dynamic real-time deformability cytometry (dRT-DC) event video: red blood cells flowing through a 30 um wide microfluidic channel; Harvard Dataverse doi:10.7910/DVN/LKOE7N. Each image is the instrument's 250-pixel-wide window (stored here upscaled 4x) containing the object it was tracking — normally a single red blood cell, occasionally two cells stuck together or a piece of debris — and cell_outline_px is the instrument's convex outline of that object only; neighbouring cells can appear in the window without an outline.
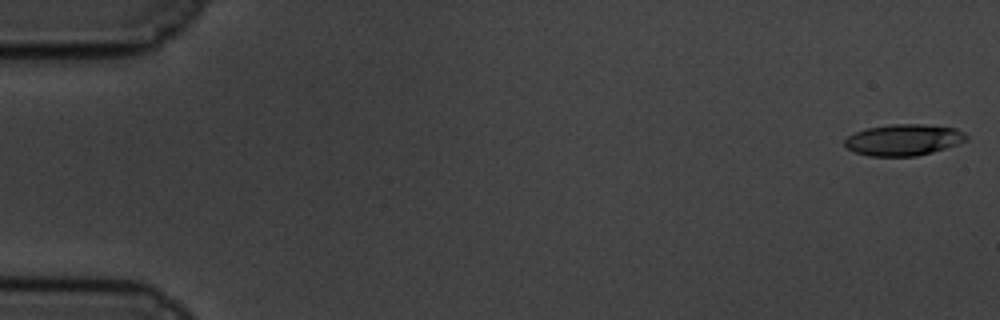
{"species": "common noctule bat (a hibernating species)", "species_latin": "Nyctalus noctula", "temperature_condition": "cold", "stored_images_in_passage": 59, "camera_frame_rate_fps": 3000, "um_per_image_px": 0.085, "animal": {"sex": "male", "body_mass_g": 19.5, "forearm_length_mm": 54.6}, "frame": {"image": 1, "passage_image": 1, "time_ms": 0.0, "image_size_px": [1000, 320], "cell_outline_px": [[968, 140], [932, 152], [916, 156], [868, 156], [856, 152], [848, 148], [844, 144], [844, 140], [848, 136], [856, 132], [868, 128], [892, 124], [924, 124], [956, 128], [964, 132], [968, 136]], "centroid_in_image_um": [76.82, 11.88], "position_along_channel_um": 8.2, "area_um2": 22.08}}
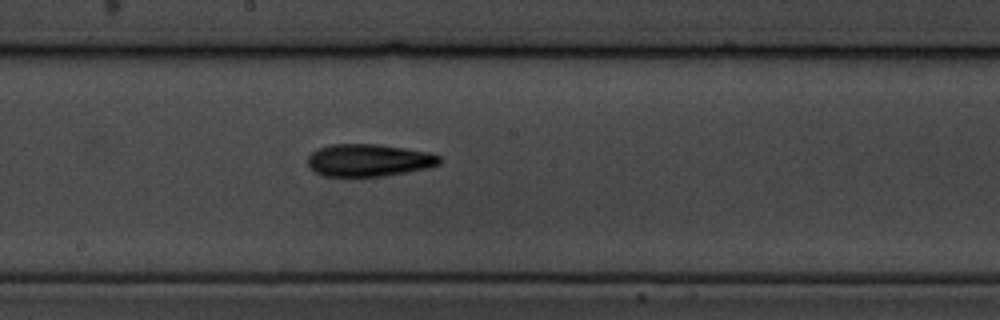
{"frame": {"image": 2, "passage_image": 32, "time_ms": 10.333, "image_size_px": [1000, 320], "cell_outline_px": [[440, 164], [428, 168], [384, 176], [324, 176], [316, 172], [308, 164], [308, 156], [312, 152], [320, 148], [332, 144], [376, 144], [404, 148], [428, 152], [440, 156]], "centroid_in_image_um": [31.36, 13.62], "position_along_channel_um": 216.8, "area_um2": 24.68}}
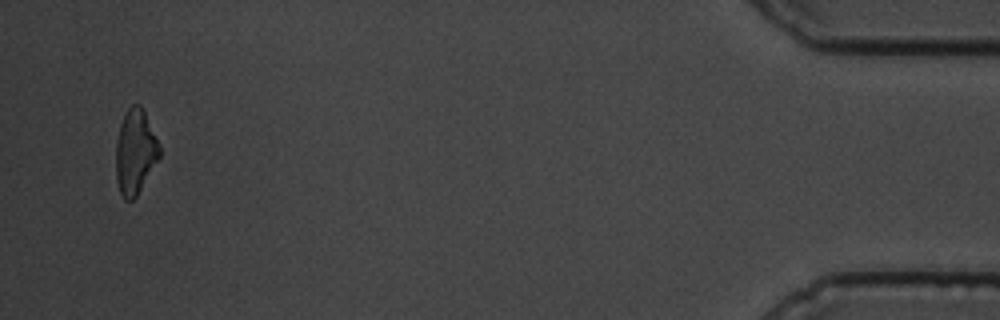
{"frame": {"image": 3, "passage_image": 57, "time_ms": 18.667, "image_size_px": [1000, 320], "cell_outline_px": [[160, 156], [136, 196], [132, 200], [124, 200], [120, 192], [116, 180], [116, 144], [120, 124], [124, 112], [132, 104], [140, 104], [160, 144]], "centroid_in_image_um": [11.48, 12.89], "position_along_channel_um": 423.7, "area_um2": 21.39}, "authors_computed_cell_mechanics": {"area_um2": 23.12, "velocity_mm_per_s": 3.4244, "shape_relaxation_time_tau1_ms": 6.7407, "shape_relaxation_time_tau2_ms": 4.5691, "deformation_change_tau1": 0.1761, "deformation_change_tau2": 0.1409}}